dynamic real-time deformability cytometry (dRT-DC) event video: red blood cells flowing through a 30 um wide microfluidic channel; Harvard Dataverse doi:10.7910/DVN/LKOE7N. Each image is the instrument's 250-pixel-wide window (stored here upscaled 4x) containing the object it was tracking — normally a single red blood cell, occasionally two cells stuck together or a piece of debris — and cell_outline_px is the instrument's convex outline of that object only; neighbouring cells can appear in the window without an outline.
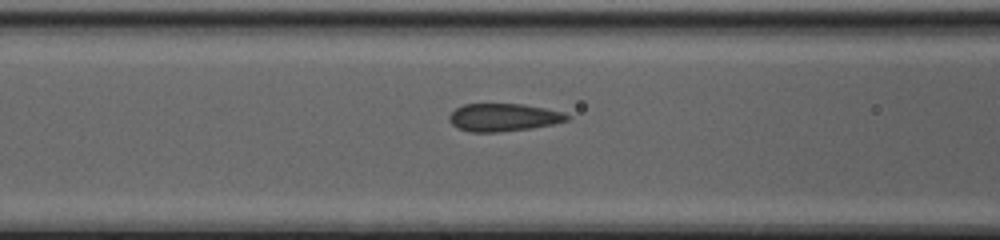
{"species": "common noctule bat (a hibernating species)", "species_latin": "Nyctalus noctula", "temperature_condition": "cold", "stored_images_in_passage": 17, "camera_frame_rate_fps": 3000, "um_per_image_px": 0.085, "animal": {"sex": "female", "body_mass_g": 20.0, "forearm_length_mm": 54.0}, "frame": {"image": 1, "passage_image": 15, "time_ms": 4.667, "image_size_px": [1000, 240], "cell_outline_px": [[572, 116], [568, 120], [552, 124], [532, 128], [496, 132], [468, 132], [456, 128], [448, 120], [448, 116], [456, 108], [464, 104], [524, 104], [564, 112]], "centroid_in_image_um": [42.78, 9.98], "position_along_channel_um": 123.8, "area_um2": 19.19}}